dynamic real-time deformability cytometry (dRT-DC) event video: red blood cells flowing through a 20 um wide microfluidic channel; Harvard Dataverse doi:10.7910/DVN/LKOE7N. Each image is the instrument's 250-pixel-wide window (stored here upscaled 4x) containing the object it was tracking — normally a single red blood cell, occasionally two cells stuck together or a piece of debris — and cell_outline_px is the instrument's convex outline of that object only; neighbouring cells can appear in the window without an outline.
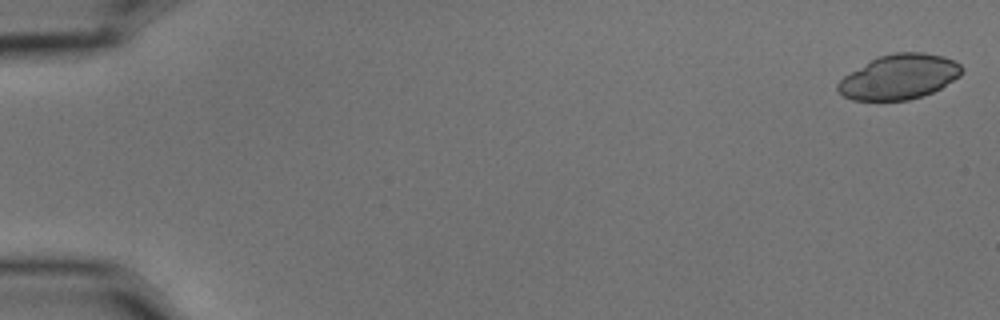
{"species": "common noctule bat (a hibernating species)", "species_latin": "Nyctalus noctula", "temperature_condition": "cold", "stored_images_in_passage": 10, "camera_frame_rate_fps": 3000, "um_per_image_px": 0.085, "animal": {"sex": "male", "body_mass_g": 15.6}, "frame": {"image": 1, "passage_image": 1, "time_ms": 0.0, "image_size_px": [1000, 320], "cell_outline_px": [[964, 72], [960, 76], [940, 88], [932, 92], [908, 100], [852, 100], [844, 96], [836, 88], [836, 84], [844, 76], [872, 60], [880, 56], [896, 52], [924, 52], [944, 56], [956, 60], [964, 68]], "centroid_in_image_um": [76.48, 6.52], "position_along_channel_um": 8.5, "area_um2": 32.25}}